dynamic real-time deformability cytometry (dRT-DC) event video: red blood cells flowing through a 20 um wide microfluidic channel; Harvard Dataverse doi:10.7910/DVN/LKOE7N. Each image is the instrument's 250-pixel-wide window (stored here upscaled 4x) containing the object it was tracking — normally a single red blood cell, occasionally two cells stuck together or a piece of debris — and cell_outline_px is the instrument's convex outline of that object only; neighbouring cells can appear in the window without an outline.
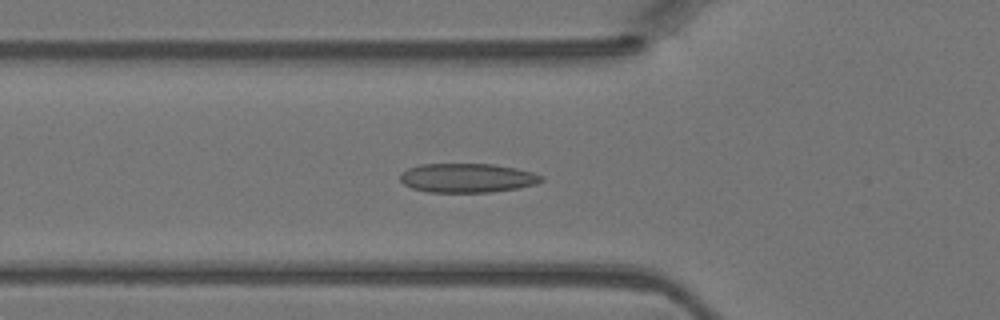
{"species": "Egyptian fruit bat (a non-hibernating species)", "species_latin": "Rousettus aegyptiacus", "temperature_condition": "warm", "stored_images_in_passage": 46, "camera_frame_rate_fps": 3000, "um_per_image_px": 0.085, "animal": {"sex": "female"}, "frame": {"image": 1, "passage_image": 16, "time_ms": 5.0, "image_size_px": [1000, 320], "cell_outline_px": [[544, 180], [536, 184], [516, 188], [492, 192], [428, 192], [412, 188], [404, 184], [400, 180], [400, 176], [408, 168], [420, 164], [492, 164], [516, 168], [532, 172], [544, 176]], "centroid_in_image_um": [39.73, 15.12], "position_along_channel_um": 86.1, "area_um2": 23.93}}
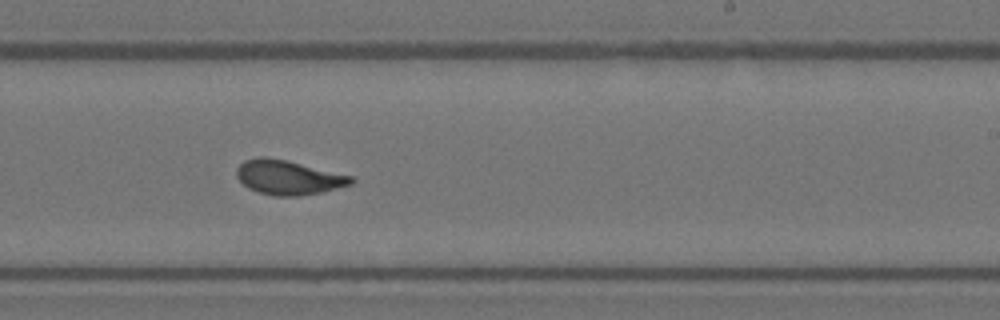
{"frame": {"image": 2, "passage_image": 28, "time_ms": 9.0, "image_size_px": [1000, 320], "cell_outline_px": [[356, 180], [352, 184], [320, 192], [300, 196], [272, 196], [248, 188], [236, 176], [236, 168], [244, 160], [256, 156], [264, 156], [288, 160], [352, 176]], "centroid_in_image_um": [24.49, 15.07], "position_along_channel_um": 264.5, "area_um2": 23.06}}
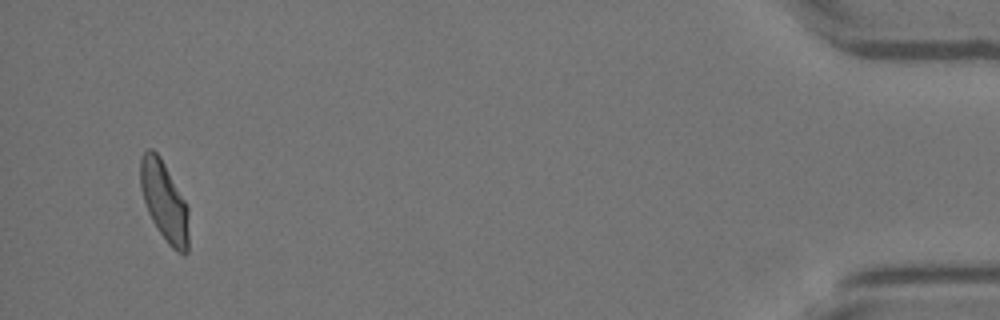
{"frame": {"image": 3, "passage_image": 44, "time_ms": 14.333, "image_size_px": [1000, 320], "cell_outline_px": [[188, 252], [184, 256], [176, 252], [168, 244], [152, 220], [148, 212], [140, 188], [140, 156], [148, 148], [152, 148], [160, 156], [184, 200], [188, 208]], "centroid_in_image_um": [13.96, 17.12], "position_along_channel_um": 421.2, "area_um2": 22.37}}